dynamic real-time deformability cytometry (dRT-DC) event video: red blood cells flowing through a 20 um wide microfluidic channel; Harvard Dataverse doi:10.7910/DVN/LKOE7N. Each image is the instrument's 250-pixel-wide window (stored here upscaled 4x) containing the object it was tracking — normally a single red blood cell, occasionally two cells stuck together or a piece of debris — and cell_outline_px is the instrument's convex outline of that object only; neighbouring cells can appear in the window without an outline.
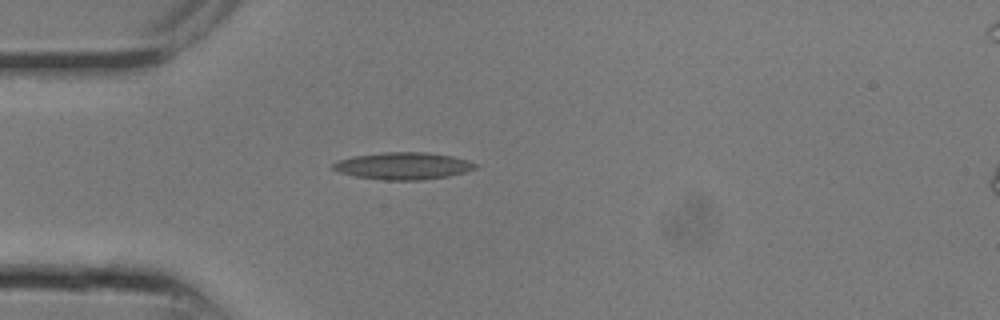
{"species": "common noctule bat (a hibernating species)", "species_latin": "Nyctalus noctula", "temperature_condition": "room temperature", "stored_images_in_passage": 3, "camera_frame_rate_fps": 3000, "um_per_image_px": 0.085, "animal": {"sex": "male", "body_mass_g": 13.3}, "frame": {"image": 1, "passage_image": 1, "time_ms": 0.0, "image_size_px": [1000, 320], "cell_outline_px": [[480, 164], [476, 168], [464, 172], [448, 176], [420, 180], [384, 180], [356, 176], [340, 172], [332, 168], [332, 164], [336, 160], [352, 156], [384, 152], [424, 152], [452, 156], [468, 160]], "centroid_in_image_um": [34.27, 14.09], "position_along_channel_um": 50.7, "area_um2": 22.48}}
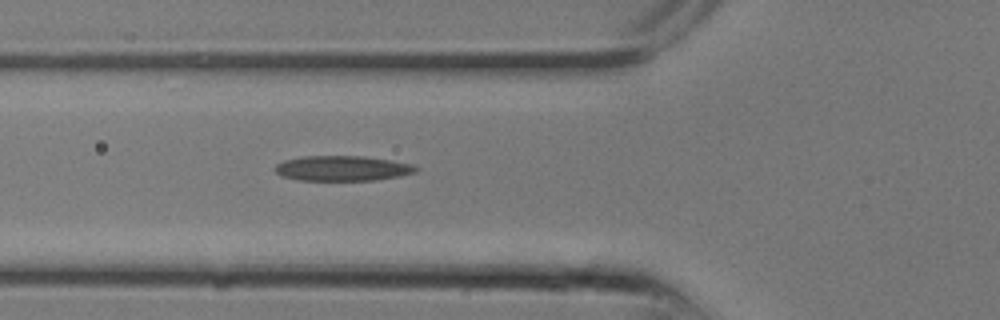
{"frame": {"image": 2, "passage_image": 3, "time_ms": 0.667, "image_size_px": [1000, 320], "cell_outline_px": [[420, 168], [416, 172], [400, 176], [376, 180], [296, 180], [280, 176], [272, 168], [276, 164], [284, 160], [304, 156], [364, 156], [412, 164]], "centroid_in_image_um": [29.07, 14.31], "position_along_channel_um": 96.7, "area_um2": 20.75}}